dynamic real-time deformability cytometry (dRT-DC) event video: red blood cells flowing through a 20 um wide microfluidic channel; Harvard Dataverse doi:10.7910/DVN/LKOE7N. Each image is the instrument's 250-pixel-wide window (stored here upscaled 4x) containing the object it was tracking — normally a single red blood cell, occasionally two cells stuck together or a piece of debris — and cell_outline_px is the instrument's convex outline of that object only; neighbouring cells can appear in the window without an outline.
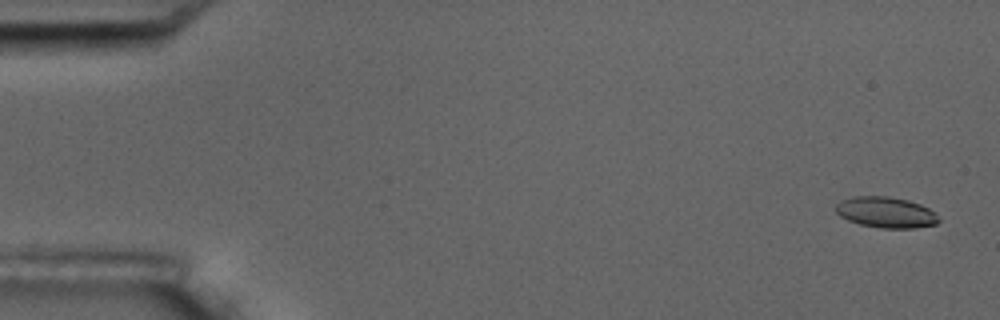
{"species": "common noctule bat (a hibernating species)", "species_latin": "Nyctalus noctula", "temperature_condition": "room temperature", "stored_images_in_passage": 6, "camera_frame_rate_fps": 3000, "um_per_image_px": 0.085, "animal": {"sex": "male", "body_mass_g": 17.5, "forearm_length_mm": 52.3}, "frame": {"image": 1, "passage_image": 1, "time_ms": 0.0, "image_size_px": [1000, 320], "cell_outline_px": [[940, 220], [936, 224], [916, 228], [880, 228], [860, 224], [848, 220], [840, 216], [836, 212], [836, 204], [840, 200], [852, 196], [888, 196], [908, 200], [920, 204], [928, 208]], "centroid_in_image_um": [75.27, 18.04], "position_along_channel_um": 9.7, "area_um2": 18.5}}
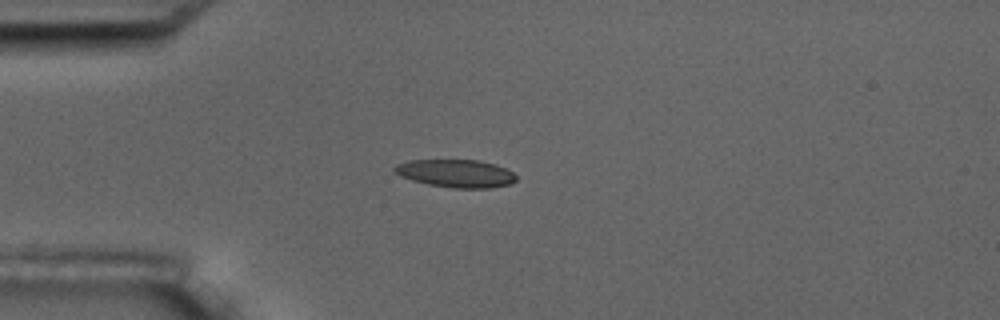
{"frame": {"image": 2, "passage_image": 4, "time_ms": 4.333, "image_size_px": [1000, 320], "cell_outline_px": [[516, 180], [512, 184], [488, 188], [452, 188], [428, 184], [412, 180], [400, 176], [392, 168], [396, 164], [408, 160], [476, 160], [496, 164], [512, 172], [516, 176]], "centroid_in_image_um": [38.75, 14.74], "position_along_channel_um": 46.3, "area_um2": 19.77}}
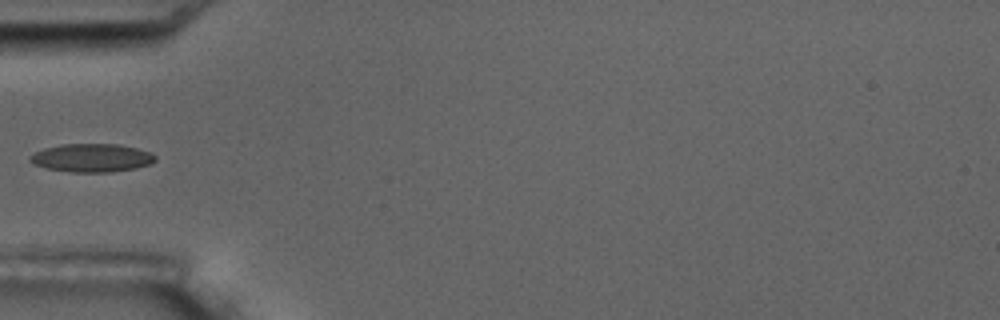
{"frame": {"image": 3, "passage_image": 5, "time_ms": 5.667, "image_size_px": [1000, 320], "cell_outline_px": [[156, 160], [152, 164], [136, 168], [112, 172], [72, 172], [48, 168], [36, 164], [28, 160], [28, 156], [44, 148], [60, 144], [120, 144], [136, 148], [148, 152], [156, 156]], "centroid_in_image_um": [7.82, 13.41], "position_along_channel_um": 77.2, "area_um2": 20.63}}